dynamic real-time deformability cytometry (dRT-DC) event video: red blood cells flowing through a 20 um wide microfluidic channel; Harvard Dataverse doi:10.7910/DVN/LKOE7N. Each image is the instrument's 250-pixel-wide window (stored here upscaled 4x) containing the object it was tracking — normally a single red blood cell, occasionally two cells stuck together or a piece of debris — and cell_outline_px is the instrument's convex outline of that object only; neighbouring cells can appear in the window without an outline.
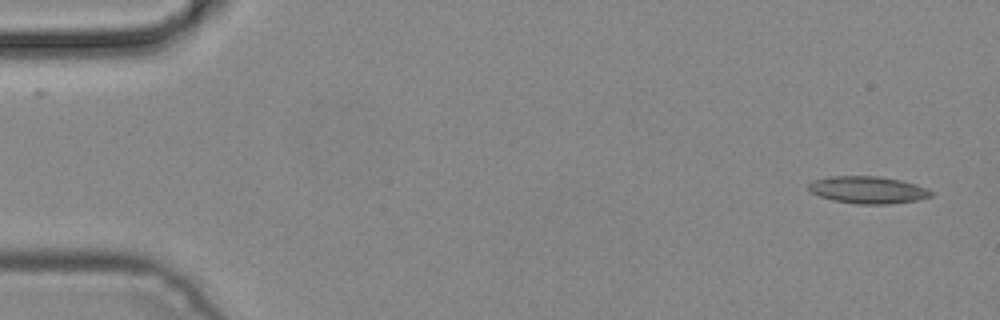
{"species": "common noctule bat (a hibernating species)", "species_latin": "Nyctalus noctula", "temperature_condition": "cold", "stored_images_in_passage": 3, "camera_frame_rate_fps": 3000, "um_per_image_px": 0.085, "animal": {"sex": "male", "body_mass_g": 19.2, "forearm_length_mm": 51.8}, "frame": {"image": 1, "passage_image": 1, "time_ms": 0.0, "image_size_px": [1000, 320], "cell_outline_px": [[932, 196], [920, 200], [888, 204], [856, 204], [832, 200], [820, 196], [812, 192], [808, 188], [808, 184], [812, 180], [828, 176], [880, 176], [900, 180], [924, 188], [932, 192]], "centroid_in_image_um": [73.73, 16.14], "position_along_channel_um": 11.3, "area_um2": 19.36}}